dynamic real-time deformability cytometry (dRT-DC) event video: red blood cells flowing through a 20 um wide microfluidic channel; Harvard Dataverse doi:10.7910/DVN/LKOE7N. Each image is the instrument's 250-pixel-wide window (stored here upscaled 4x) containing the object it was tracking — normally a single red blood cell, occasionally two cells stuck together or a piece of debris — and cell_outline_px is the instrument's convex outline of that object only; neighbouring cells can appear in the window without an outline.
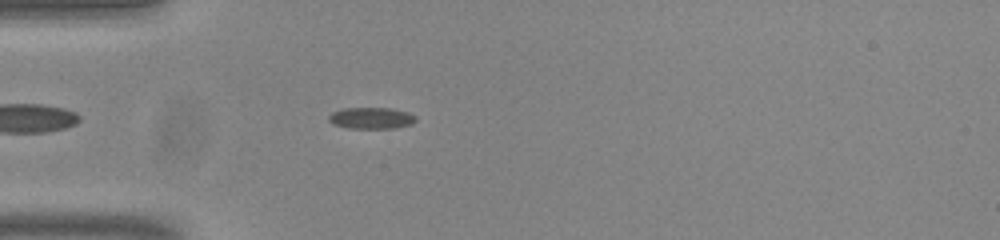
{"species": "common noctule bat (a hibernating species)", "species_latin": "Nyctalus noctula", "temperature_condition": "room temperature", "stored_images_in_passage": 46, "camera_frame_rate_fps": 3000, "um_per_image_px": 0.085, "animal": {"sex": "male", "body_mass_g": 20.0, "forearm_length_mm": 53.3}, "frame": {"image": 1, "passage_image": 7, "time_ms": 2.0, "image_size_px": [1000, 240], "cell_outline_px": [[416, 120], [412, 124], [396, 128], [348, 128], [336, 124], [328, 120], [328, 116], [332, 112], [344, 108], [392, 108], [408, 112], [416, 116]], "centroid_in_image_um": [31.59, 10.03], "position_along_channel_um": 53.4, "area_um2": 10.87}}
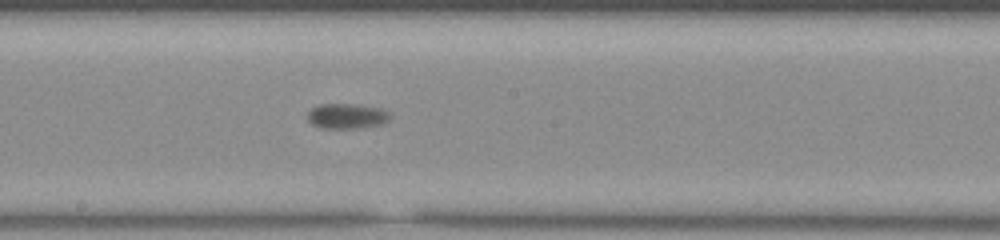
{"frame": {"image": 2, "passage_image": 21, "time_ms": 6.667, "image_size_px": [1000, 240], "cell_outline_px": [[392, 116], [388, 120], [380, 124], [356, 128], [320, 128], [312, 124], [308, 120], [308, 112], [312, 108], [320, 104], [352, 104], [380, 108], [388, 112]], "centroid_in_image_um": [29.46, 9.86], "position_along_channel_um": 218.7, "area_um2": 11.96}}
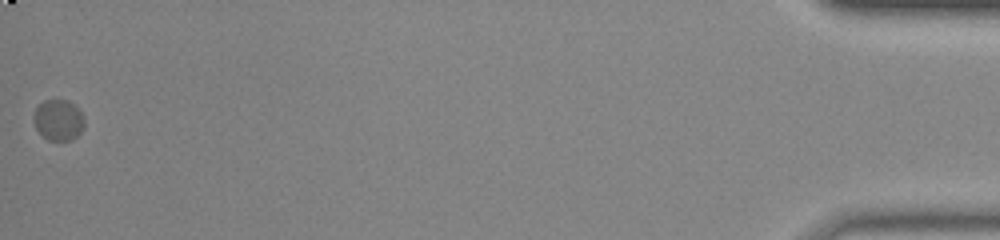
{"frame": {"image": 3, "passage_image": 46, "time_ms": 15.0, "image_size_px": [1000, 240], "cell_outline_px": [[84, 128], [72, 140], [48, 140], [36, 128], [36, 108], [44, 100], [68, 100], [80, 108], [84, 116]], "centroid_in_image_um": [5.04, 10.19], "position_along_channel_um": 430.2, "area_um2": 11.91}, "authors_computed_cell_mechanics": {"area_um2": 11.6178, "velocity_mm_per_s": 3.7256, "shape_relaxation_time_tau1_ms": 5.8716, "shape_relaxation_time_tau2_ms": null, "deformation_change_tau1": 0.1162, "deformation_change_tau2": null}}